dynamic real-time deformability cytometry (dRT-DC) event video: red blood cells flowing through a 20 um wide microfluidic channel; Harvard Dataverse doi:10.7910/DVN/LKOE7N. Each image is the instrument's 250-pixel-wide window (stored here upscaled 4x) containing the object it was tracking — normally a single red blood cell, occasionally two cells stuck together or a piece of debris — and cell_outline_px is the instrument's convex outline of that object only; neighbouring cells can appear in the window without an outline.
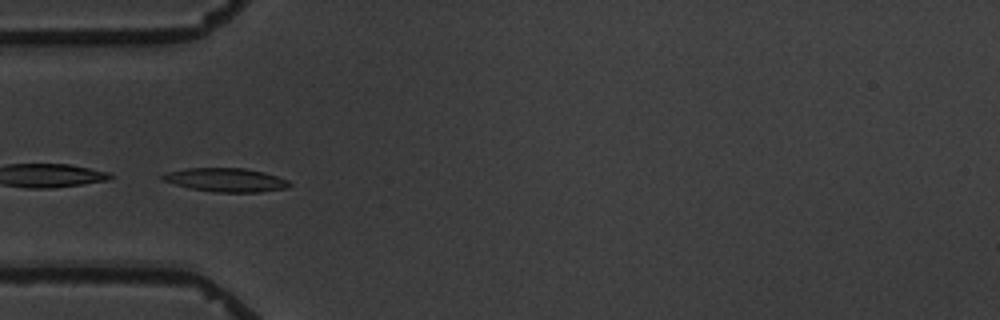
{"species": "common noctule bat (a hibernating species)", "species_latin": "Nyctalus noctula", "temperature_condition": "warm", "stored_images_in_passage": 7, "camera_frame_rate_fps": 3000, "um_per_image_px": 0.085, "animal": {"sex": "male", "body_mass_g": 19.5, "forearm_length_mm": 54.6}, "frame": {"image": 1, "passage_image": 6, "time_ms": 7.0, "image_size_px": [1000, 320], "cell_outline_px": [[292, 184], [288, 188], [260, 192], [216, 192], [188, 188], [164, 180], [156, 176], [168, 172], [188, 168], [244, 168], [264, 172], [288, 180]], "centroid_in_image_um": [19.21, 15.29], "position_along_channel_um": 65.8, "area_um2": 17.51}}